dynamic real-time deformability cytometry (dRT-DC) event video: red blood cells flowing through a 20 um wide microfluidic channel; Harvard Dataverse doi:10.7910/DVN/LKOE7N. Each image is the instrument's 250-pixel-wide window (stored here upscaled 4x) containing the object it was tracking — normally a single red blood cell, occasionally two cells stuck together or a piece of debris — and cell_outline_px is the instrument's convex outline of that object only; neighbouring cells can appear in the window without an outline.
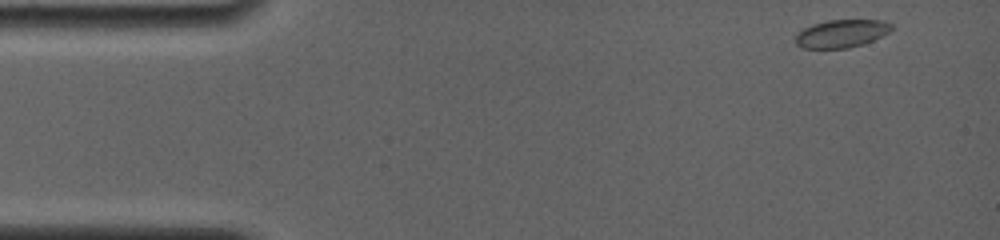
{"species": "common noctule bat (a hibernating species)", "species_latin": "Nyctalus noctula", "temperature_condition": "room temperature", "stored_images_in_passage": 9, "camera_frame_rate_fps": 4000, "um_per_image_px": 0.085, "animal": {"sex": "female", "body_mass_g": 19.0, "forearm_length_mm": 56.7}, "frame": {"image": 1, "passage_image": 1, "time_ms": 0.0, "image_size_px": [1000, 240], "cell_outline_px": [[892, 28], [888, 32], [864, 44], [848, 48], [800, 48], [796, 44], [796, 32], [812, 24], [828, 20], [880, 20], [892, 24]], "centroid_in_image_um": [71.48, 2.85], "position_along_channel_um": 13.5, "area_um2": 15.55}}
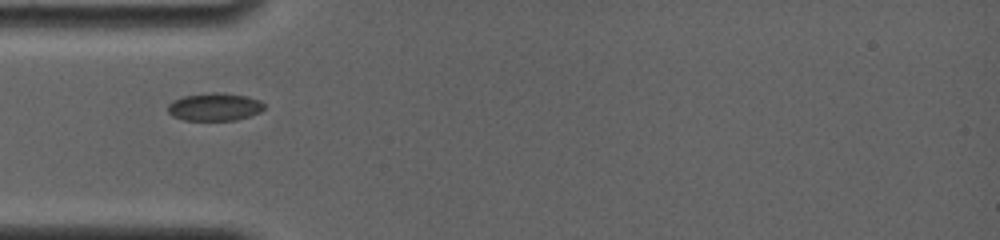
{"frame": {"image": 2, "passage_image": 7, "time_ms": 4.0, "image_size_px": [1000, 240], "cell_outline_px": [[264, 108], [260, 112], [236, 120], [184, 120], [172, 116], [168, 112], [168, 104], [172, 100], [184, 96], [212, 92], [224, 92], [244, 96], [260, 100], [264, 104]], "centroid_in_image_um": [18.22, 9.08], "position_along_channel_um": 66.8, "area_um2": 15.61}}
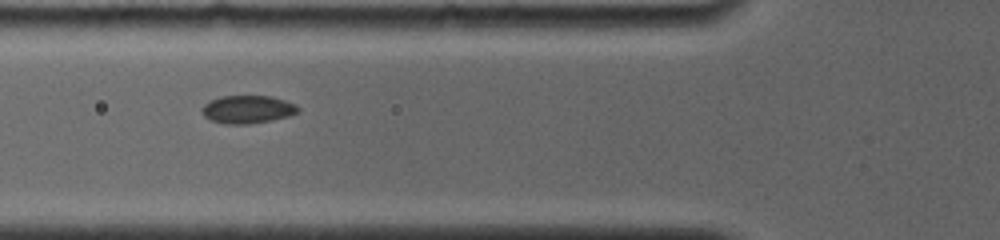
{"frame": {"image": 3, "passage_image": 8, "time_ms": 5.0, "image_size_px": [1000, 240], "cell_outline_px": [[300, 108], [296, 112], [288, 116], [272, 120], [248, 124], [224, 124], [212, 120], [204, 116], [200, 112], [200, 108], [208, 100], [220, 96], [272, 96], [296, 104]], "centroid_in_image_um": [20.99, 9.29], "position_along_channel_um": 104.8, "area_um2": 15.78}}